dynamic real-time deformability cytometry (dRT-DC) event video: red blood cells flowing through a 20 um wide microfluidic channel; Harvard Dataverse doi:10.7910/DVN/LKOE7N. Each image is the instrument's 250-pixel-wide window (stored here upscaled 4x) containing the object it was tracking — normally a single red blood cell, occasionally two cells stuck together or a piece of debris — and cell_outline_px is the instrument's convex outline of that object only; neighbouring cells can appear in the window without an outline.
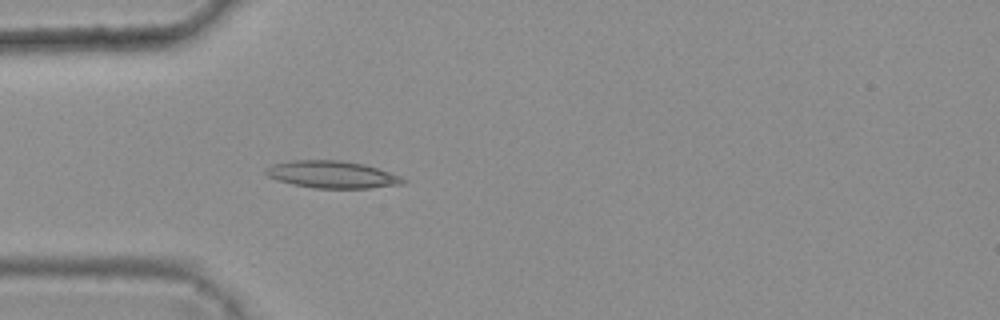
{"species": "common noctule bat (a hibernating species)", "species_latin": "Nyctalus noctula", "temperature_condition": "warm", "stored_images_in_passage": 46, "camera_frame_rate_fps": 3000, "um_per_image_px": 0.085, "animal": {"sex": "female", "body_mass_g": 25.1}, "frame": {"image": 1, "passage_image": 16, "time_ms": 5.0, "image_size_px": [1000, 320], "cell_outline_px": [[408, 180], [404, 184], [368, 188], [312, 188], [292, 184], [276, 180], [268, 176], [264, 172], [264, 168], [272, 164], [288, 160], [340, 160], [364, 164], [400, 176]], "centroid_in_image_um": [28.18, 14.83], "position_along_channel_um": 56.8, "area_um2": 21.91}}
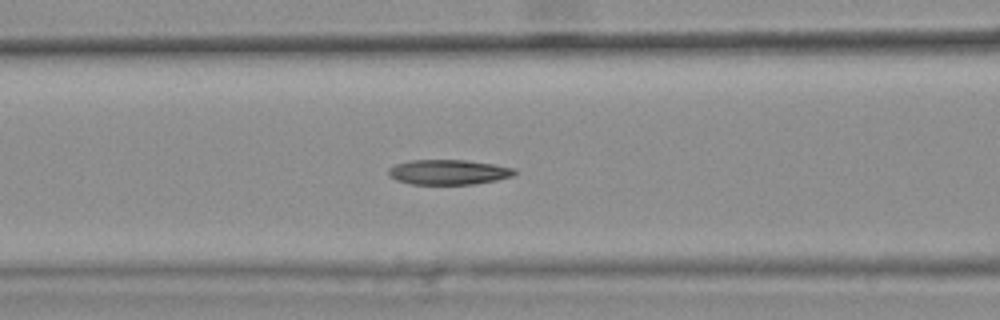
{"frame": {"image": 2, "passage_image": 22, "time_ms": 7.0, "image_size_px": [1000, 320], "cell_outline_px": [[516, 172], [512, 176], [496, 180], [476, 184], [412, 184], [396, 180], [388, 176], [388, 168], [396, 164], [412, 160], [464, 160], [492, 164], [516, 168]], "centroid_in_image_um": [38.1, 14.63], "position_along_channel_um": 128.5, "area_um2": 18.32}}
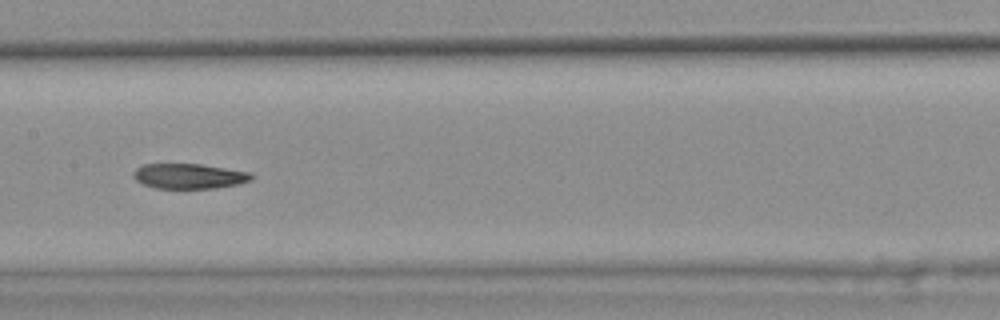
{"frame": {"image": 3, "passage_image": 27, "time_ms": 8.667, "image_size_px": [1000, 320], "cell_outline_px": [[252, 180], [236, 184], [216, 188], [156, 188], [144, 184], [136, 180], [132, 176], [132, 172], [136, 168], [144, 164], [200, 164], [248, 172], [252, 176]], "centroid_in_image_um": [16.02, 14.97], "position_along_channel_um": 191.4, "area_um2": 17.05}, "authors_computed_cell_mechanics": {"area_um2": 18.7272, "velocity_mm_per_s": 3.7841, "shape_relaxation_time_tau1_ms": null, "shape_relaxation_time_tau2_ms": 3.7917, "deformation_change_tau1": null, "deformation_change_tau2": 0.1062}}